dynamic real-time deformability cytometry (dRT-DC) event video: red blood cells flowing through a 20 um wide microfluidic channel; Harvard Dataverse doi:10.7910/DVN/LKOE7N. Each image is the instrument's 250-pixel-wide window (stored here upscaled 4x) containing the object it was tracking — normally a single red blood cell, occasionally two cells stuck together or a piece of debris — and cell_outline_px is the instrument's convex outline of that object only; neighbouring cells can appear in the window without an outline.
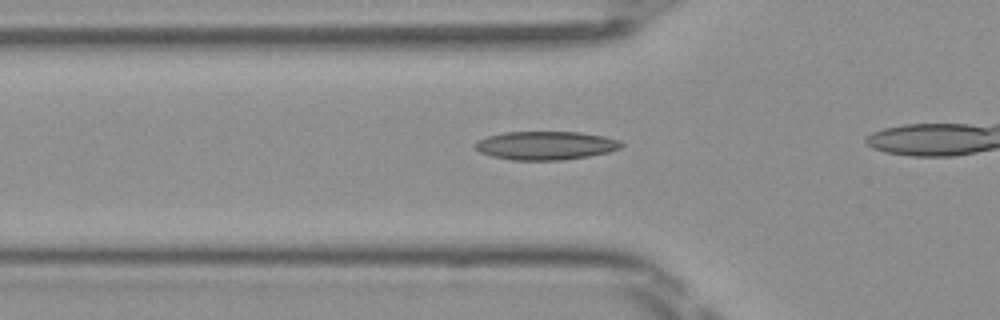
{"species": "Egyptian fruit bat (a non-hibernating species)", "species_latin": "Rousettus aegyptiacus", "temperature_condition": "room temperature", "stored_images_in_passage": 13, "camera_frame_rate_fps": 3000, "um_per_image_px": 0.085, "frame": {"image": 1, "passage_image": 8, "time_ms": 2.333, "image_size_px": [1000, 320], "cell_outline_px": [[624, 144], [620, 148], [608, 152], [588, 156], [564, 160], [512, 160], [492, 156], [480, 152], [472, 144], [476, 140], [488, 136], [504, 132], [580, 132], [604, 136], [620, 140]], "centroid_in_image_um": [46.37, 12.36], "position_along_channel_um": 79.4, "area_um2": 24.39}}
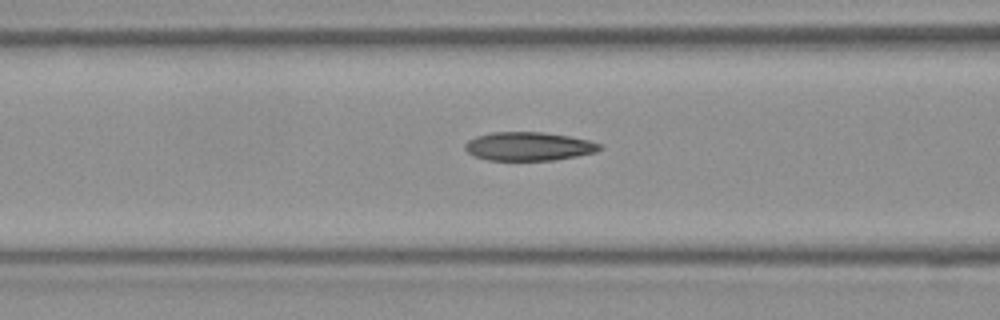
{"frame": {"image": 2, "passage_image": 11, "time_ms": 3.333, "image_size_px": [1000, 320], "cell_outline_px": [[604, 148], [596, 152], [556, 160], [488, 160], [472, 156], [464, 148], [464, 144], [468, 140], [476, 136], [492, 132], [544, 132], [568, 136], [588, 140], [600, 144]], "centroid_in_image_um": [44.92, 12.44], "position_along_channel_um": 121.7, "area_um2": 22.54}}